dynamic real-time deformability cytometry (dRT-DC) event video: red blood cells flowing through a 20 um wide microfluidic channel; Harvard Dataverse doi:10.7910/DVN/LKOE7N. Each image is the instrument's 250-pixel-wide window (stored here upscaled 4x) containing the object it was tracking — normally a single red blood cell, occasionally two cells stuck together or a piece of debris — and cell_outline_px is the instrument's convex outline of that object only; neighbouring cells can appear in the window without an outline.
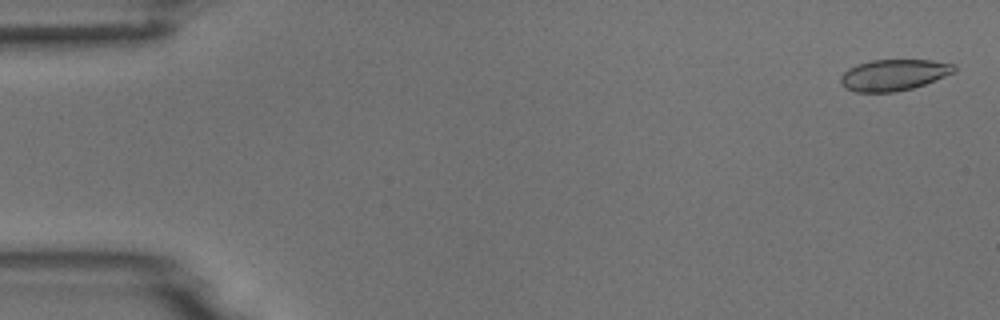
{"species": "common noctule bat (a hibernating species)", "species_latin": "Nyctalus noctula", "temperature_condition": "room temperature", "stored_images_in_passage": 5, "camera_frame_rate_fps": 3000, "um_per_image_px": 0.085, "animal": {"sex": "male", "body_mass_g": 18.8}, "frame": {"image": 1, "passage_image": 1, "time_ms": 0.0, "image_size_px": [1000, 320], "cell_outline_px": [[956, 72], [924, 84], [912, 88], [896, 92], [856, 92], [840, 84], [840, 76], [848, 68], [856, 64], [872, 60], [932, 60], [956, 64]], "centroid_in_image_um": [75.97, 6.36], "position_along_channel_um": 9.0, "area_um2": 20.75}}
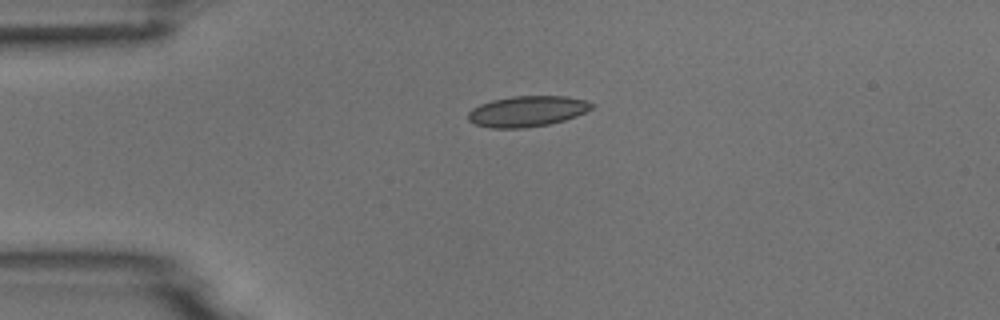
{"frame": {"image": 2, "passage_image": 4, "time_ms": 3.667, "image_size_px": [1000, 320], "cell_outline_px": [[596, 104], [592, 108], [576, 116], [564, 120], [548, 124], [524, 128], [488, 128], [476, 124], [468, 120], [468, 112], [472, 108], [480, 104], [492, 100], [512, 96], [568, 96], [584, 100]], "centroid_in_image_um": [44.8, 9.45], "position_along_channel_um": 40.2, "area_um2": 22.14}}